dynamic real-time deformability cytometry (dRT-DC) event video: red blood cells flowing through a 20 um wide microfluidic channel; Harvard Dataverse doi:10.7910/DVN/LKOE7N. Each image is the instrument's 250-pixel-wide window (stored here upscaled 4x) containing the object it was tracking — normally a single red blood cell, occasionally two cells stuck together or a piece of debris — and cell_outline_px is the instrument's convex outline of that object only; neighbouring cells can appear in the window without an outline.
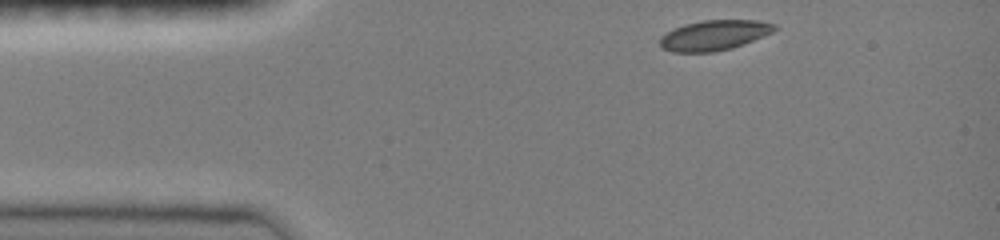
{"species": "common noctule bat (a hibernating species)", "species_latin": "Nyctalus noctula", "temperature_condition": "room temperature", "stored_images_in_passage": 27, "camera_frame_rate_fps": 3000, "um_per_image_px": 0.085, "animal": {"sex": "female", "body_mass_g": 19.0, "forearm_length_mm": 51.5}, "frame": {"image": 1, "passage_image": 1, "time_ms": 0.0, "image_size_px": [1000, 240], "cell_outline_px": [[776, 28], [772, 32], [732, 48], [712, 52], [672, 52], [660, 48], [660, 36], [672, 28], [684, 24], [704, 20], [756, 20], [776, 24]], "centroid_in_image_um": [60.64, 2.99], "position_along_channel_um": 24.4, "area_um2": 20.11}}
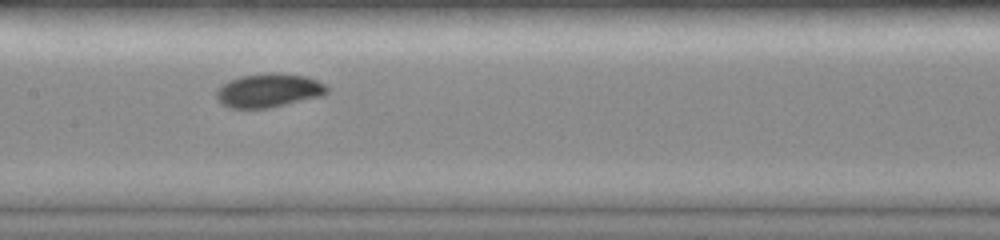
{"frame": {"image": 2, "passage_image": 12, "time_ms": 3.667, "image_size_px": [1000, 240], "cell_outline_px": [[328, 92], [320, 96], [268, 108], [228, 108], [220, 104], [216, 100], [216, 92], [228, 80], [240, 76], [268, 72], [276, 72], [304, 76], [316, 80], [324, 84], [328, 88]], "centroid_in_image_um": [22.79, 7.68], "position_along_channel_um": 184.6, "area_um2": 21.73}}
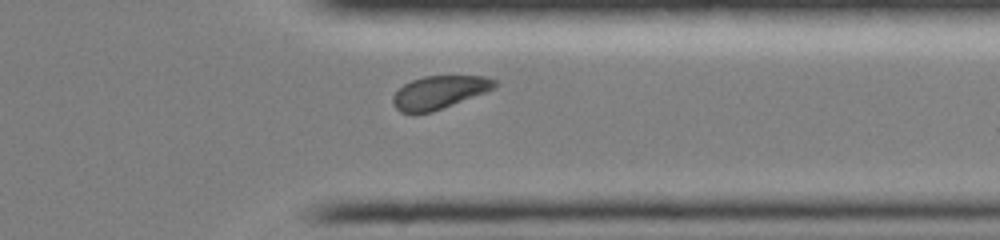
{"frame": {"image": 3, "passage_image": 23, "time_ms": 7.333, "image_size_px": [1000, 240], "cell_outline_px": [[496, 88], [488, 92], [432, 112], [400, 112], [396, 108], [392, 100], [392, 96], [404, 84], [412, 80], [424, 76], [488, 76], [496, 80]], "centroid_in_image_um": [37.39, 7.83], "position_along_channel_um": 374.0, "area_um2": 19.59}}